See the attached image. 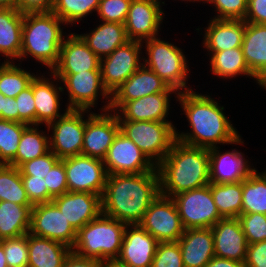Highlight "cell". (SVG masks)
I'll list each match as a JSON object with an SVG mask.
<instances>
[{"label":"cell","instance_id":"1","mask_svg":"<svg viewBox=\"0 0 266 267\" xmlns=\"http://www.w3.org/2000/svg\"><path fill=\"white\" fill-rule=\"evenodd\" d=\"M176 97L191 126L190 132L176 131L177 140L207 149L217 147V144L244 143L229 118L223 113L224 107L210 95L190 90L179 92Z\"/></svg>","mask_w":266,"mask_h":267},{"label":"cell","instance_id":"2","mask_svg":"<svg viewBox=\"0 0 266 267\" xmlns=\"http://www.w3.org/2000/svg\"><path fill=\"white\" fill-rule=\"evenodd\" d=\"M159 194L157 168L140 174L108 175L101 197L102 214L127 225L139 224Z\"/></svg>","mask_w":266,"mask_h":267},{"label":"cell","instance_id":"3","mask_svg":"<svg viewBox=\"0 0 266 267\" xmlns=\"http://www.w3.org/2000/svg\"><path fill=\"white\" fill-rule=\"evenodd\" d=\"M160 194L173 196L210 184L209 149L176 140L166 157L156 166Z\"/></svg>","mask_w":266,"mask_h":267},{"label":"cell","instance_id":"4","mask_svg":"<svg viewBox=\"0 0 266 267\" xmlns=\"http://www.w3.org/2000/svg\"><path fill=\"white\" fill-rule=\"evenodd\" d=\"M65 24L52 11L24 13L22 25V46L19 59L30 55L51 71L59 60L64 40Z\"/></svg>","mask_w":266,"mask_h":267},{"label":"cell","instance_id":"5","mask_svg":"<svg viewBox=\"0 0 266 267\" xmlns=\"http://www.w3.org/2000/svg\"><path fill=\"white\" fill-rule=\"evenodd\" d=\"M18 169L33 205L52 202L53 198L68 192L64 159H59L51 151L23 163Z\"/></svg>","mask_w":266,"mask_h":267},{"label":"cell","instance_id":"6","mask_svg":"<svg viewBox=\"0 0 266 267\" xmlns=\"http://www.w3.org/2000/svg\"><path fill=\"white\" fill-rule=\"evenodd\" d=\"M126 225L101 213L77 231L72 252L101 262L116 261Z\"/></svg>","mask_w":266,"mask_h":267},{"label":"cell","instance_id":"7","mask_svg":"<svg viewBox=\"0 0 266 267\" xmlns=\"http://www.w3.org/2000/svg\"><path fill=\"white\" fill-rule=\"evenodd\" d=\"M142 43L146 44L145 51L148 56L147 59L146 57L141 59L146 68L154 71L178 93L192 90L186 85L190 69L181 48L161 40L160 37H154Z\"/></svg>","mask_w":266,"mask_h":267},{"label":"cell","instance_id":"8","mask_svg":"<svg viewBox=\"0 0 266 267\" xmlns=\"http://www.w3.org/2000/svg\"><path fill=\"white\" fill-rule=\"evenodd\" d=\"M120 131L157 166L172 148L176 129L171 122L119 121Z\"/></svg>","mask_w":266,"mask_h":267},{"label":"cell","instance_id":"9","mask_svg":"<svg viewBox=\"0 0 266 267\" xmlns=\"http://www.w3.org/2000/svg\"><path fill=\"white\" fill-rule=\"evenodd\" d=\"M54 82L64 83L68 92L67 109L88 110L95 107L98 97L101 95L105 101L100 108L102 112L110 111L111 95L102 83L101 70H89L76 74H52ZM57 80V81H56ZM59 80V81H58ZM100 92V94H99Z\"/></svg>","mask_w":266,"mask_h":267},{"label":"cell","instance_id":"10","mask_svg":"<svg viewBox=\"0 0 266 267\" xmlns=\"http://www.w3.org/2000/svg\"><path fill=\"white\" fill-rule=\"evenodd\" d=\"M184 229L212 228L223 219L214 203L210 184L172 197Z\"/></svg>","mask_w":266,"mask_h":267},{"label":"cell","instance_id":"11","mask_svg":"<svg viewBox=\"0 0 266 267\" xmlns=\"http://www.w3.org/2000/svg\"><path fill=\"white\" fill-rule=\"evenodd\" d=\"M90 110L65 109L64 114L46 127L49 137L50 151L59 159L80 155L85 132V114Z\"/></svg>","mask_w":266,"mask_h":267},{"label":"cell","instance_id":"12","mask_svg":"<svg viewBox=\"0 0 266 267\" xmlns=\"http://www.w3.org/2000/svg\"><path fill=\"white\" fill-rule=\"evenodd\" d=\"M139 225L158 242H177L185 230L174 200L161 194L151 203Z\"/></svg>","mask_w":266,"mask_h":267},{"label":"cell","instance_id":"13","mask_svg":"<svg viewBox=\"0 0 266 267\" xmlns=\"http://www.w3.org/2000/svg\"><path fill=\"white\" fill-rule=\"evenodd\" d=\"M68 192H88L102 197L107 179L103 160L86 155L64 158Z\"/></svg>","mask_w":266,"mask_h":267},{"label":"cell","instance_id":"14","mask_svg":"<svg viewBox=\"0 0 266 267\" xmlns=\"http://www.w3.org/2000/svg\"><path fill=\"white\" fill-rule=\"evenodd\" d=\"M143 47L141 42L129 40L101 59L102 83L110 95L143 65Z\"/></svg>","mask_w":266,"mask_h":267},{"label":"cell","instance_id":"15","mask_svg":"<svg viewBox=\"0 0 266 267\" xmlns=\"http://www.w3.org/2000/svg\"><path fill=\"white\" fill-rule=\"evenodd\" d=\"M108 175L140 174L156 169V165L123 132L119 131L103 159Z\"/></svg>","mask_w":266,"mask_h":267},{"label":"cell","instance_id":"16","mask_svg":"<svg viewBox=\"0 0 266 267\" xmlns=\"http://www.w3.org/2000/svg\"><path fill=\"white\" fill-rule=\"evenodd\" d=\"M29 233L61 242L72 249L77 231L53 203H39L32 207Z\"/></svg>","mask_w":266,"mask_h":267},{"label":"cell","instance_id":"17","mask_svg":"<svg viewBox=\"0 0 266 267\" xmlns=\"http://www.w3.org/2000/svg\"><path fill=\"white\" fill-rule=\"evenodd\" d=\"M93 113L85 119L82 155L103 160L114 138L120 131V123L116 113Z\"/></svg>","mask_w":266,"mask_h":267},{"label":"cell","instance_id":"18","mask_svg":"<svg viewBox=\"0 0 266 267\" xmlns=\"http://www.w3.org/2000/svg\"><path fill=\"white\" fill-rule=\"evenodd\" d=\"M164 13L157 0H132L124 23L128 40L144 42L157 37Z\"/></svg>","mask_w":266,"mask_h":267},{"label":"cell","instance_id":"19","mask_svg":"<svg viewBox=\"0 0 266 267\" xmlns=\"http://www.w3.org/2000/svg\"><path fill=\"white\" fill-rule=\"evenodd\" d=\"M160 92L177 91L142 65L111 94L110 112L116 113L128 101Z\"/></svg>","mask_w":266,"mask_h":267},{"label":"cell","instance_id":"20","mask_svg":"<svg viewBox=\"0 0 266 267\" xmlns=\"http://www.w3.org/2000/svg\"><path fill=\"white\" fill-rule=\"evenodd\" d=\"M158 243L139 224L126 225L116 262L126 267H151Z\"/></svg>","mask_w":266,"mask_h":267},{"label":"cell","instance_id":"21","mask_svg":"<svg viewBox=\"0 0 266 267\" xmlns=\"http://www.w3.org/2000/svg\"><path fill=\"white\" fill-rule=\"evenodd\" d=\"M65 38L60 48L59 60L50 74H76L101 70V59L79 34L71 33Z\"/></svg>","mask_w":266,"mask_h":267},{"label":"cell","instance_id":"22","mask_svg":"<svg viewBox=\"0 0 266 267\" xmlns=\"http://www.w3.org/2000/svg\"><path fill=\"white\" fill-rule=\"evenodd\" d=\"M72 227L78 231L102 213L101 196L88 192H66L52 199Z\"/></svg>","mask_w":266,"mask_h":267},{"label":"cell","instance_id":"23","mask_svg":"<svg viewBox=\"0 0 266 267\" xmlns=\"http://www.w3.org/2000/svg\"><path fill=\"white\" fill-rule=\"evenodd\" d=\"M219 146L209 149L210 182L237 183L246 179L254 170L244 154L232 149L221 154Z\"/></svg>","mask_w":266,"mask_h":267},{"label":"cell","instance_id":"24","mask_svg":"<svg viewBox=\"0 0 266 267\" xmlns=\"http://www.w3.org/2000/svg\"><path fill=\"white\" fill-rule=\"evenodd\" d=\"M211 229L215 257L245 262L248 243L238 218L221 219Z\"/></svg>","mask_w":266,"mask_h":267},{"label":"cell","instance_id":"25","mask_svg":"<svg viewBox=\"0 0 266 267\" xmlns=\"http://www.w3.org/2000/svg\"><path fill=\"white\" fill-rule=\"evenodd\" d=\"M170 94L178 95V92H160L128 101L116 112L118 120L171 122L166 119Z\"/></svg>","mask_w":266,"mask_h":267},{"label":"cell","instance_id":"26","mask_svg":"<svg viewBox=\"0 0 266 267\" xmlns=\"http://www.w3.org/2000/svg\"><path fill=\"white\" fill-rule=\"evenodd\" d=\"M177 242L181 248L184 267H205L215 256L211 228L185 229Z\"/></svg>","mask_w":266,"mask_h":267},{"label":"cell","instance_id":"27","mask_svg":"<svg viewBox=\"0 0 266 267\" xmlns=\"http://www.w3.org/2000/svg\"><path fill=\"white\" fill-rule=\"evenodd\" d=\"M205 29L203 47L208 52H218L241 47L245 33V21L214 19Z\"/></svg>","mask_w":266,"mask_h":267},{"label":"cell","instance_id":"28","mask_svg":"<svg viewBox=\"0 0 266 267\" xmlns=\"http://www.w3.org/2000/svg\"><path fill=\"white\" fill-rule=\"evenodd\" d=\"M51 79L36 74L32 80V89L36 107V125L45 123V126L61 117L59 112L62 99L59 92H64L63 86L54 84Z\"/></svg>","mask_w":266,"mask_h":267},{"label":"cell","instance_id":"29","mask_svg":"<svg viewBox=\"0 0 266 267\" xmlns=\"http://www.w3.org/2000/svg\"><path fill=\"white\" fill-rule=\"evenodd\" d=\"M241 49L249 70L261 81L266 76V24L245 22Z\"/></svg>","mask_w":266,"mask_h":267},{"label":"cell","instance_id":"30","mask_svg":"<svg viewBox=\"0 0 266 267\" xmlns=\"http://www.w3.org/2000/svg\"><path fill=\"white\" fill-rule=\"evenodd\" d=\"M71 251L61 242L28 233V267H63Z\"/></svg>","mask_w":266,"mask_h":267},{"label":"cell","instance_id":"31","mask_svg":"<svg viewBox=\"0 0 266 267\" xmlns=\"http://www.w3.org/2000/svg\"><path fill=\"white\" fill-rule=\"evenodd\" d=\"M87 34H79L88 47L100 58L109 56L128 40L124 24L104 22Z\"/></svg>","mask_w":266,"mask_h":267},{"label":"cell","instance_id":"32","mask_svg":"<svg viewBox=\"0 0 266 267\" xmlns=\"http://www.w3.org/2000/svg\"><path fill=\"white\" fill-rule=\"evenodd\" d=\"M23 19L24 13L17 9L0 8V54L8 58L6 62L20 57Z\"/></svg>","mask_w":266,"mask_h":267},{"label":"cell","instance_id":"33","mask_svg":"<svg viewBox=\"0 0 266 267\" xmlns=\"http://www.w3.org/2000/svg\"><path fill=\"white\" fill-rule=\"evenodd\" d=\"M33 206L0 201V241L29 233Z\"/></svg>","mask_w":266,"mask_h":267},{"label":"cell","instance_id":"34","mask_svg":"<svg viewBox=\"0 0 266 267\" xmlns=\"http://www.w3.org/2000/svg\"><path fill=\"white\" fill-rule=\"evenodd\" d=\"M210 54V70L214 75L230 79L243 74L254 78L259 85L260 81L249 70L241 47L208 53Z\"/></svg>","mask_w":266,"mask_h":267},{"label":"cell","instance_id":"35","mask_svg":"<svg viewBox=\"0 0 266 267\" xmlns=\"http://www.w3.org/2000/svg\"><path fill=\"white\" fill-rule=\"evenodd\" d=\"M38 125H29L21 136L18 151L14 160L9 164L19 168L23 163L41 157L50 151L49 136L38 131ZM45 133V134H44Z\"/></svg>","mask_w":266,"mask_h":267},{"label":"cell","instance_id":"36","mask_svg":"<svg viewBox=\"0 0 266 267\" xmlns=\"http://www.w3.org/2000/svg\"><path fill=\"white\" fill-rule=\"evenodd\" d=\"M210 190L220 216L238 218L242 211V181L216 184L210 182Z\"/></svg>","mask_w":266,"mask_h":267},{"label":"cell","instance_id":"37","mask_svg":"<svg viewBox=\"0 0 266 267\" xmlns=\"http://www.w3.org/2000/svg\"><path fill=\"white\" fill-rule=\"evenodd\" d=\"M261 213L266 215V170L256 169L242 181L241 214Z\"/></svg>","mask_w":266,"mask_h":267},{"label":"cell","instance_id":"38","mask_svg":"<svg viewBox=\"0 0 266 267\" xmlns=\"http://www.w3.org/2000/svg\"><path fill=\"white\" fill-rule=\"evenodd\" d=\"M14 63L4 60L0 65V92L9 98H15L21 91L28 88L36 76L20 68V64Z\"/></svg>","mask_w":266,"mask_h":267},{"label":"cell","instance_id":"39","mask_svg":"<svg viewBox=\"0 0 266 267\" xmlns=\"http://www.w3.org/2000/svg\"><path fill=\"white\" fill-rule=\"evenodd\" d=\"M0 201L33 205L24 189L20 170L15 166L0 164Z\"/></svg>","mask_w":266,"mask_h":267},{"label":"cell","instance_id":"40","mask_svg":"<svg viewBox=\"0 0 266 267\" xmlns=\"http://www.w3.org/2000/svg\"><path fill=\"white\" fill-rule=\"evenodd\" d=\"M28 126L0 119V164L9 165L14 160L23 131Z\"/></svg>","mask_w":266,"mask_h":267},{"label":"cell","instance_id":"41","mask_svg":"<svg viewBox=\"0 0 266 267\" xmlns=\"http://www.w3.org/2000/svg\"><path fill=\"white\" fill-rule=\"evenodd\" d=\"M100 0H55L52 12L66 25L81 21L97 12Z\"/></svg>","mask_w":266,"mask_h":267},{"label":"cell","instance_id":"42","mask_svg":"<svg viewBox=\"0 0 266 267\" xmlns=\"http://www.w3.org/2000/svg\"><path fill=\"white\" fill-rule=\"evenodd\" d=\"M8 267H28V233L26 235L3 240Z\"/></svg>","mask_w":266,"mask_h":267},{"label":"cell","instance_id":"43","mask_svg":"<svg viewBox=\"0 0 266 267\" xmlns=\"http://www.w3.org/2000/svg\"><path fill=\"white\" fill-rule=\"evenodd\" d=\"M238 219L241 223L248 245L266 240L265 214H241Z\"/></svg>","mask_w":266,"mask_h":267},{"label":"cell","instance_id":"44","mask_svg":"<svg viewBox=\"0 0 266 267\" xmlns=\"http://www.w3.org/2000/svg\"><path fill=\"white\" fill-rule=\"evenodd\" d=\"M132 0H100L97 10L98 17L104 22L124 24Z\"/></svg>","mask_w":266,"mask_h":267},{"label":"cell","instance_id":"45","mask_svg":"<svg viewBox=\"0 0 266 267\" xmlns=\"http://www.w3.org/2000/svg\"><path fill=\"white\" fill-rule=\"evenodd\" d=\"M151 267H184L178 242H159Z\"/></svg>","mask_w":266,"mask_h":267},{"label":"cell","instance_id":"46","mask_svg":"<svg viewBox=\"0 0 266 267\" xmlns=\"http://www.w3.org/2000/svg\"><path fill=\"white\" fill-rule=\"evenodd\" d=\"M206 2L216 7L217 15L214 19L244 20L248 9V0H206Z\"/></svg>","mask_w":266,"mask_h":267},{"label":"cell","instance_id":"47","mask_svg":"<svg viewBox=\"0 0 266 267\" xmlns=\"http://www.w3.org/2000/svg\"><path fill=\"white\" fill-rule=\"evenodd\" d=\"M16 107L19 113V123L36 125V107L32 89V82L28 88L21 91L16 97Z\"/></svg>","mask_w":266,"mask_h":267},{"label":"cell","instance_id":"48","mask_svg":"<svg viewBox=\"0 0 266 267\" xmlns=\"http://www.w3.org/2000/svg\"><path fill=\"white\" fill-rule=\"evenodd\" d=\"M245 267H266V240L248 245Z\"/></svg>","mask_w":266,"mask_h":267},{"label":"cell","instance_id":"49","mask_svg":"<svg viewBox=\"0 0 266 267\" xmlns=\"http://www.w3.org/2000/svg\"><path fill=\"white\" fill-rule=\"evenodd\" d=\"M244 21L266 24V0H248V9Z\"/></svg>","mask_w":266,"mask_h":267},{"label":"cell","instance_id":"50","mask_svg":"<svg viewBox=\"0 0 266 267\" xmlns=\"http://www.w3.org/2000/svg\"><path fill=\"white\" fill-rule=\"evenodd\" d=\"M55 0H17L16 9L21 13L50 12Z\"/></svg>","mask_w":266,"mask_h":267},{"label":"cell","instance_id":"51","mask_svg":"<svg viewBox=\"0 0 266 267\" xmlns=\"http://www.w3.org/2000/svg\"><path fill=\"white\" fill-rule=\"evenodd\" d=\"M63 267H103V262L94 258L79 256L71 251Z\"/></svg>","mask_w":266,"mask_h":267},{"label":"cell","instance_id":"52","mask_svg":"<svg viewBox=\"0 0 266 267\" xmlns=\"http://www.w3.org/2000/svg\"><path fill=\"white\" fill-rule=\"evenodd\" d=\"M2 119L19 122V113L15 98L5 97V111H2Z\"/></svg>","mask_w":266,"mask_h":267},{"label":"cell","instance_id":"53","mask_svg":"<svg viewBox=\"0 0 266 267\" xmlns=\"http://www.w3.org/2000/svg\"><path fill=\"white\" fill-rule=\"evenodd\" d=\"M205 267H245V262L213 257Z\"/></svg>","mask_w":266,"mask_h":267},{"label":"cell","instance_id":"54","mask_svg":"<svg viewBox=\"0 0 266 267\" xmlns=\"http://www.w3.org/2000/svg\"><path fill=\"white\" fill-rule=\"evenodd\" d=\"M17 0H0L1 9H16Z\"/></svg>","mask_w":266,"mask_h":267},{"label":"cell","instance_id":"55","mask_svg":"<svg viewBox=\"0 0 266 267\" xmlns=\"http://www.w3.org/2000/svg\"><path fill=\"white\" fill-rule=\"evenodd\" d=\"M0 267H8L5 252L3 249V240L0 241Z\"/></svg>","mask_w":266,"mask_h":267},{"label":"cell","instance_id":"56","mask_svg":"<svg viewBox=\"0 0 266 267\" xmlns=\"http://www.w3.org/2000/svg\"><path fill=\"white\" fill-rule=\"evenodd\" d=\"M2 111H5V96L0 92V119H2Z\"/></svg>","mask_w":266,"mask_h":267},{"label":"cell","instance_id":"57","mask_svg":"<svg viewBox=\"0 0 266 267\" xmlns=\"http://www.w3.org/2000/svg\"><path fill=\"white\" fill-rule=\"evenodd\" d=\"M103 267H126V266L120 265L116 261H107L103 262Z\"/></svg>","mask_w":266,"mask_h":267},{"label":"cell","instance_id":"58","mask_svg":"<svg viewBox=\"0 0 266 267\" xmlns=\"http://www.w3.org/2000/svg\"><path fill=\"white\" fill-rule=\"evenodd\" d=\"M160 4H164V2H161V0H157ZM181 1H190V2H203V3H206V0H181Z\"/></svg>","mask_w":266,"mask_h":267},{"label":"cell","instance_id":"59","mask_svg":"<svg viewBox=\"0 0 266 267\" xmlns=\"http://www.w3.org/2000/svg\"><path fill=\"white\" fill-rule=\"evenodd\" d=\"M259 86L266 89V76L260 81Z\"/></svg>","mask_w":266,"mask_h":267}]
</instances>
